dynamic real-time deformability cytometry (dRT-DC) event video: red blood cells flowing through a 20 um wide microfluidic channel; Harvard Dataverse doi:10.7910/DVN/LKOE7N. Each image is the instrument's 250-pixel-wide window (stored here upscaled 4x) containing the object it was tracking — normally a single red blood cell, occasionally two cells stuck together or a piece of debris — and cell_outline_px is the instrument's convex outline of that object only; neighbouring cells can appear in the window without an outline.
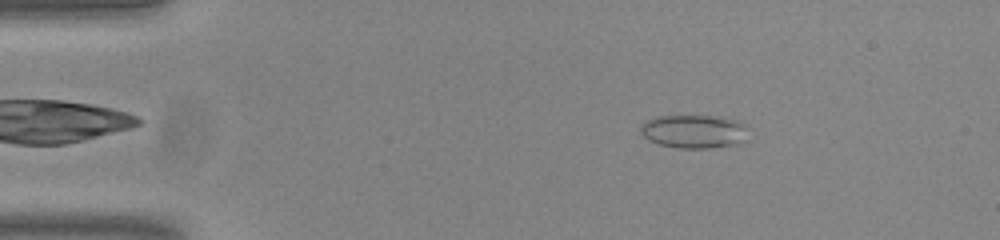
{"species": "common noctule bat (a hibernating species)", "species_latin": "Nyctalus noctula", "temperature_condition": "room temperature", "stored_images_in_passage": 53, "camera_frame_rate_fps": 3000, "um_per_image_px": 0.085, "animal": {"sex": "male", "body_mass_g": 20.0, "forearm_length_mm": 53.3}, "frame": {"image": 1, "passage_image": 8, "time_ms": 2.333, "image_size_px": [1000, 240], "cell_outline_px": [[752, 128], [744, 140], [732, 144], [712, 148], [680, 148], [660, 144], [648, 140], [640, 132], [640, 128], [648, 120], [656, 116], [720, 116], [740, 120], [748, 124]], "centroid_in_image_um": [59.08, 11.15], "position_along_channel_um": 25.9, "area_um2": 21.27}}
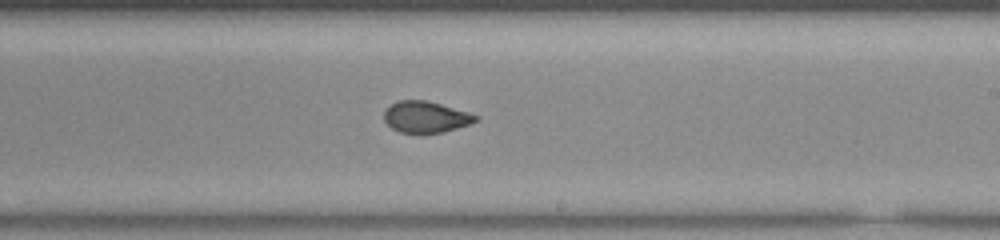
{"frame": {"image": 2, "passage_image": 31, "time_ms": 10.0, "image_size_px": [1000, 240], "cell_outline_px": [[480, 120], [444, 132], [400, 132], [392, 128], [384, 120], [384, 112], [392, 104], [400, 100], [428, 100], [468, 112], [480, 116]], "centroid_in_image_um": [36.22, 9.93], "position_along_channel_um": 252.8, "area_um2": 16.53}}
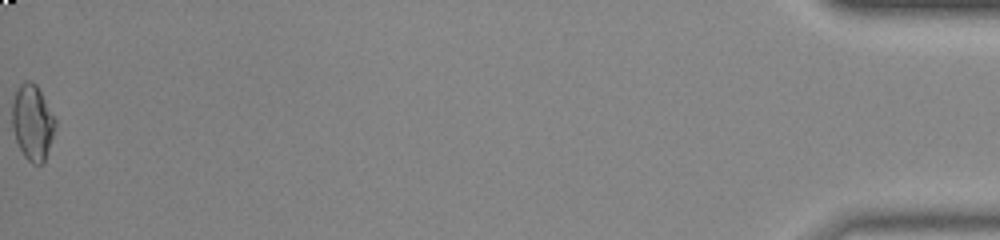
{"frame": {"image": 3, "passage_image": 53, "time_ms": 17.333, "image_size_px": [1000, 240], "cell_outline_px": [[56, 124], [44, 160], [40, 164], [32, 164], [24, 156], [16, 140], [12, 128], [12, 104], [16, 92], [20, 84], [28, 80], [32, 80], [36, 84], [56, 120]], "centroid_in_image_um": [2.74, 10.39], "position_along_channel_um": 432.5, "area_um2": 18.61}, "authors_computed_cell_mechanics": {"area_um2": 17.8602, "velocity_mm_per_s": 3.8322, "shape_relaxation_time_tau1_ms": null, "shape_relaxation_time_tau2_ms": 1.3422, "deformation_change_tau1": null, "deformation_change_tau2": 0.0693}}